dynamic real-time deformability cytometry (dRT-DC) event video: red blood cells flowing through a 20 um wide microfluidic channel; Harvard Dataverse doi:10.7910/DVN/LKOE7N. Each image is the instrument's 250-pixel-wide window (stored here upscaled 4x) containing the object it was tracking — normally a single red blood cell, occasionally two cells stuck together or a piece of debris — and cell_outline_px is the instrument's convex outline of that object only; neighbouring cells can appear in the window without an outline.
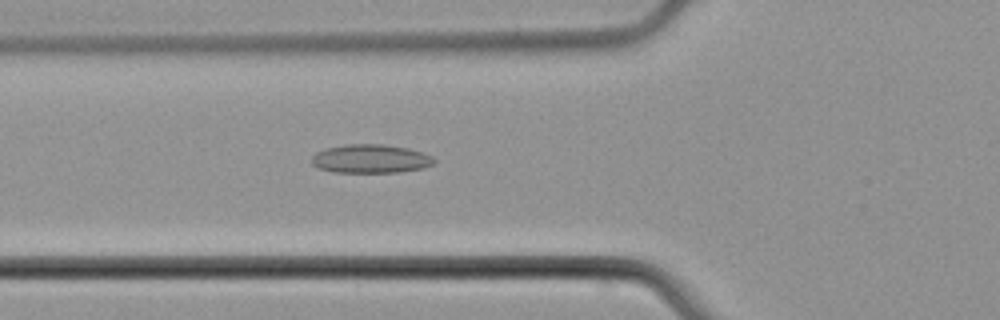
{"species": "common noctule bat (a hibernating species)", "species_latin": "Nyctalus noctula", "temperature_condition": "cold", "stored_images_in_passage": 4, "camera_frame_rate_fps": 3000, "um_per_image_px": 0.085, "animal": {"sex": "male", "body_mass_g": 21.5, "forearm_length_mm": 52.0}, "frame": {"image": 1, "passage_image": 4, "time_ms": 4.333, "image_size_px": [1000, 320], "cell_outline_px": [[436, 160], [432, 164], [424, 168], [400, 172], [332, 172], [320, 168], [312, 164], [312, 156], [316, 152], [324, 148], [344, 144], [384, 144], [408, 148], [432, 156]], "centroid_in_image_um": [31.49, 13.49], "position_along_channel_um": 94.3, "area_um2": 20.52}}